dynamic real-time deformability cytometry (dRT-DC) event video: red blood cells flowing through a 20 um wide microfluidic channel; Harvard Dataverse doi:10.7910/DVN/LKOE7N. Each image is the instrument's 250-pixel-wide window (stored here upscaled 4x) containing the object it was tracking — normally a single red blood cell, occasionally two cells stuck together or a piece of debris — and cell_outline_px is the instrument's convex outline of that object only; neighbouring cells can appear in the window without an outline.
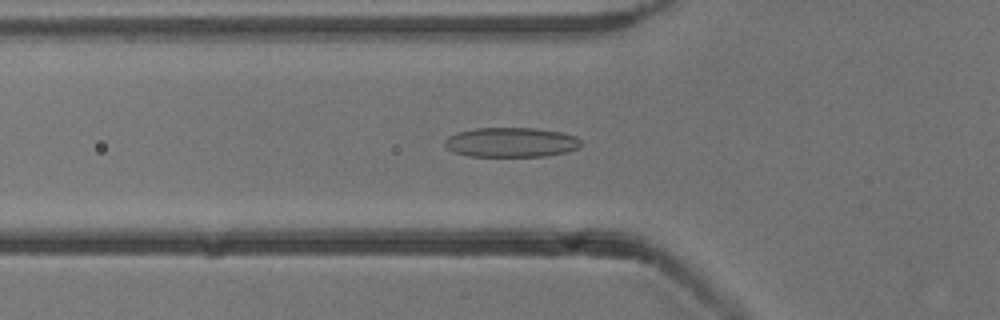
{"species": "common noctule bat (a hibernating species)", "species_latin": "Nyctalus noctula", "temperature_condition": "cold", "stored_images_in_passage": 49, "camera_frame_rate_fps": 3000, "um_per_image_px": 0.085, "animal": {"sex": "male", "body_mass_g": 13.3}, "frame": {"image": 1, "passage_image": 19, "time_ms": 6.0, "image_size_px": [1000, 320], "cell_outline_px": [[580, 148], [568, 152], [544, 156], [468, 156], [452, 152], [444, 144], [444, 140], [448, 136], [456, 132], [476, 128], [536, 128], [560, 132], [576, 136], [580, 140]], "centroid_in_image_um": [43.43, 12.1], "position_along_channel_um": 82.4, "area_um2": 23.7}}
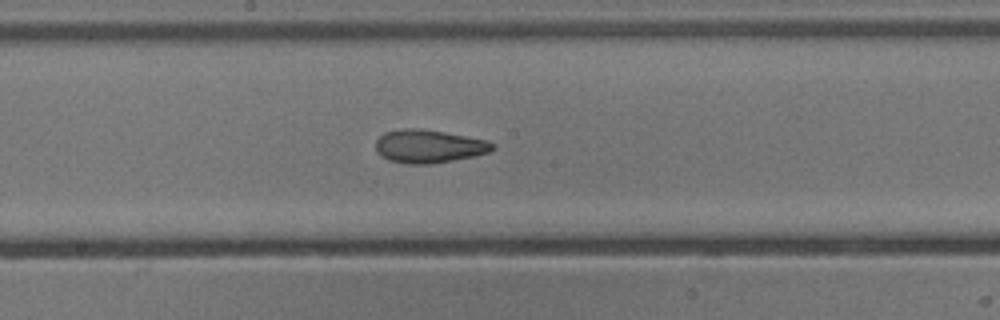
{"frame": {"image": 2, "passage_image": 29, "time_ms": 9.333, "image_size_px": [1000, 320], "cell_outline_px": [[496, 148], [492, 152], [476, 156], [432, 164], [408, 164], [388, 160], [380, 156], [376, 152], [376, 140], [384, 132], [404, 128], [412, 128], [444, 132], [488, 140], [496, 144]], "centroid_in_image_um": [36.48, 12.45], "position_along_channel_um": 211.7, "area_um2": 22.89}}
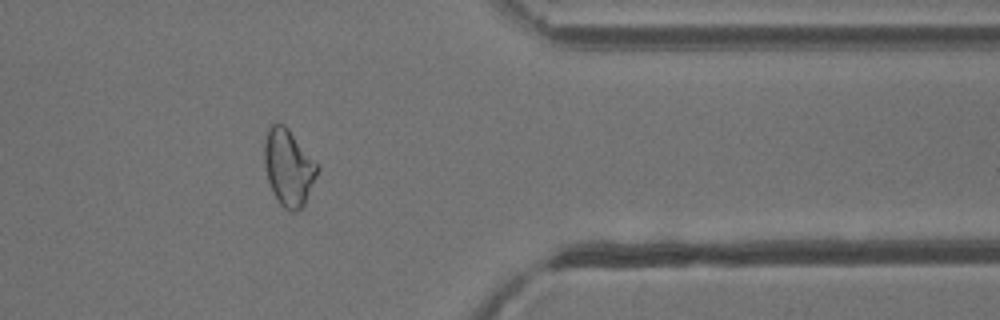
{"frame": {"image": 3, "passage_image": 44, "time_ms": 14.333, "image_size_px": [1000, 320], "cell_outline_px": [[320, 168], [304, 204], [296, 212], [288, 212], [280, 204], [272, 192], [268, 180], [264, 164], [264, 140], [268, 124], [276, 120], [284, 124], [288, 128], [320, 164]], "centroid_in_image_um": [24.52, 14.18], "position_along_channel_um": 386.9, "area_um2": 24.28}, "authors_computed_cell_mechanics": {"area_um2": 23.0044, "velocity_mm_per_s": 3.8351, "shape_relaxation_time_tau1_ms": 7.3868, "shape_relaxation_time_tau2_ms": 2.2772, "deformation_change_tau1": 0.1745, "deformation_change_tau2": 0.0889}}